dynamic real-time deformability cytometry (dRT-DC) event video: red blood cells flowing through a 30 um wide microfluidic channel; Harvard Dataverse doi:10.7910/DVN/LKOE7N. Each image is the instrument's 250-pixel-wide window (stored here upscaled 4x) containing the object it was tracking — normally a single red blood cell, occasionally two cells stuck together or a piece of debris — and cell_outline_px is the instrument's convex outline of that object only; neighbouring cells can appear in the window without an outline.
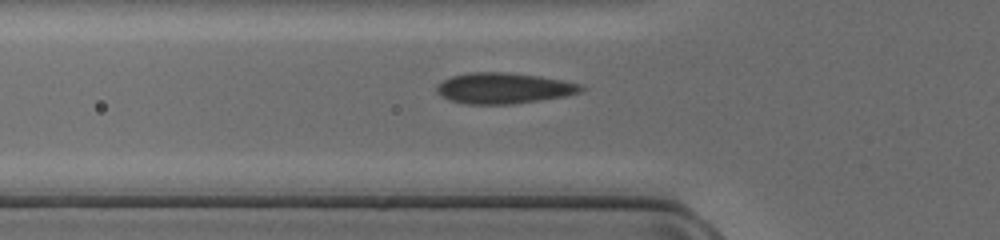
{"species": "common noctule bat (a hibernating species)", "species_latin": "Nyctalus noctula", "temperature_condition": "cold", "stored_images_in_passage": 5, "segment_of_instrument_passage": [2, 2], "camera_frame_rate_fps": 3000, "um_per_image_px": 0.085, "animal": {"sex": "female", "body_mass_g": 17.0, "forearm_length_mm": 48.0}, "frame": {"image": 1, "passage_image": 3, "time_ms": 0.667, "image_size_px": [1000, 240], "cell_outline_px": [[684, 216], [536, 208], [564, 200], [664, 200], [676, 204], [684, 208]], "centroid_in_image_um": [52.76, 17.56], "position_along_channel_um": 73.0, "area_um2": 11.5}}